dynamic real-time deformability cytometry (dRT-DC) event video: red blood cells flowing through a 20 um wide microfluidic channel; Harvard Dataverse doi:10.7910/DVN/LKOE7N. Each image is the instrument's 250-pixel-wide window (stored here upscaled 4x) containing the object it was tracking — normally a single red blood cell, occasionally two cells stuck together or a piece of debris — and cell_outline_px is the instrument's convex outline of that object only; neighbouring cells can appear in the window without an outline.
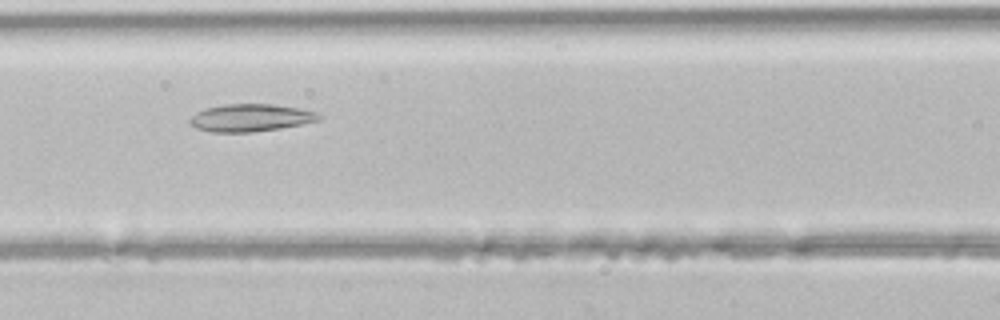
{"species": "common noctule bat (a hibernating species)", "species_latin": "Nyctalus noctula", "temperature_condition": "room temperature", "stored_images_in_passage": 39, "camera_frame_rate_fps": 3000, "um_per_image_px": 0.085, "animal": {"sex": "male", "body_mass_g": 21.5, "forearm_length_mm": 52.0}, "frame": {"image": 1, "passage_image": 13, "time_ms": 4.0, "image_size_px": [1000, 320], "cell_outline_px": [[320, 120], [280, 128], [252, 132], [212, 132], [196, 128], [188, 120], [196, 112], [204, 108], [224, 104], [276, 104], [300, 108], [316, 112], [320, 116]], "centroid_in_image_um": [21.28, 10.0], "position_along_channel_um": 145.3, "area_um2": 20.63}}
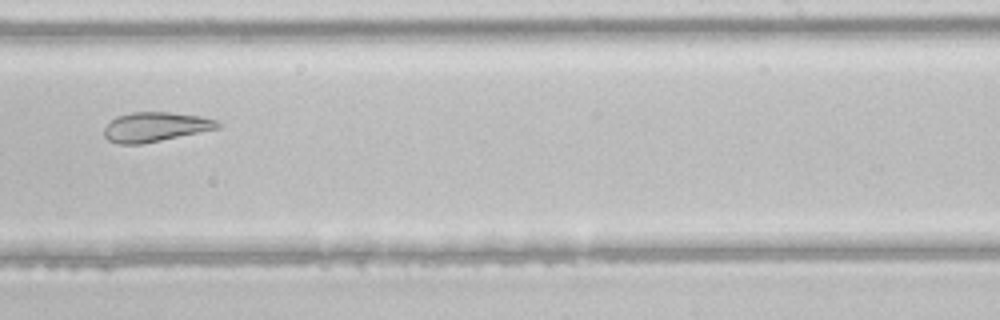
{"frame": {"image": 2, "passage_image": 22, "time_ms": 7.0, "image_size_px": [1000, 320], "cell_outline_px": [[220, 128], [140, 144], [120, 144], [108, 140], [104, 136], [104, 128], [116, 116], [132, 112], [168, 112], [200, 116], [216, 120], [220, 124]], "centroid_in_image_um": [13.19, 10.78], "position_along_channel_um": 275.8, "area_um2": 19.31}}
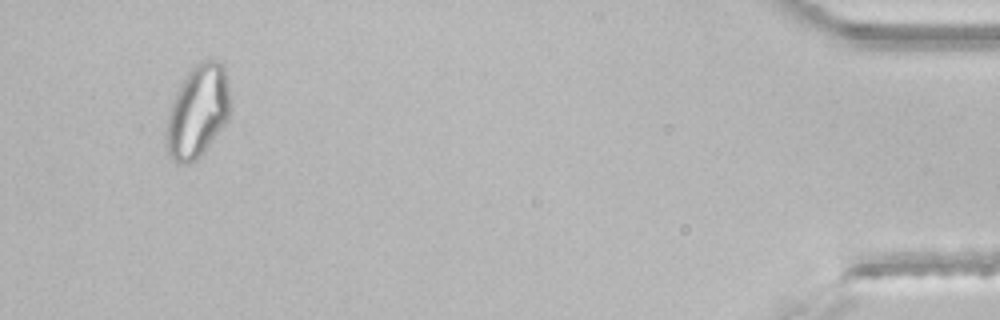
{"frame": {"image": 3, "passage_image": 37, "time_ms": 12.0, "image_size_px": [1000, 320], "cell_outline_px": [[232, 108], [228, 120], [204, 152], [196, 160], [188, 164], [180, 164], [172, 160], [168, 152], [168, 112], [176, 92], [188, 72], [200, 60], [216, 60], [224, 64], [228, 80]], "centroid_in_image_um": [16.87, 9.45], "position_along_channel_um": 418.3, "area_um2": 34.56}}